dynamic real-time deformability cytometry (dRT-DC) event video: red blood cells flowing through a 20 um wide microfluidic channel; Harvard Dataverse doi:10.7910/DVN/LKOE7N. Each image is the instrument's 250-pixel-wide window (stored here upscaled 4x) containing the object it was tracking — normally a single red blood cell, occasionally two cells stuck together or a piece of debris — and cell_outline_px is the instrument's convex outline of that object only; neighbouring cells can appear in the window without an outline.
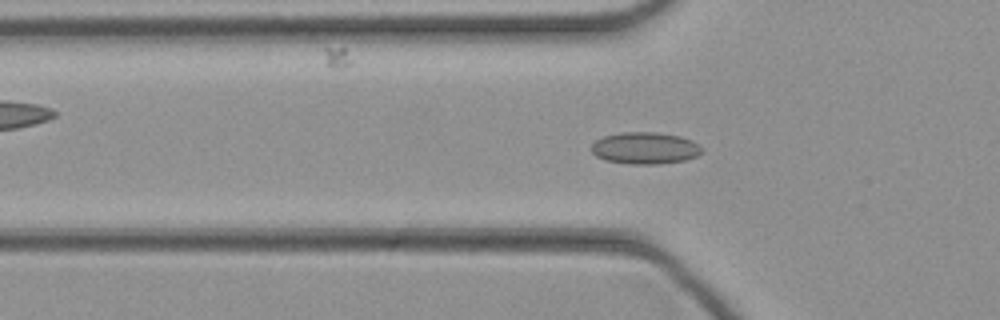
{"species": "common noctule bat (a hibernating species)", "species_latin": "Nyctalus noctula", "temperature_condition": "cold", "stored_images_in_passage": 38, "camera_frame_rate_fps": 3000, "um_per_image_px": 0.085, "animal": {"sex": "female", "body_mass_g": 21.9}, "frame": {"image": 1, "passage_image": 12, "time_ms": 3.667, "image_size_px": [1000, 320], "cell_outline_px": [[704, 152], [688, 160], [660, 164], [628, 164], [604, 160], [596, 156], [592, 152], [592, 144], [596, 140], [604, 136], [620, 132], [656, 132], [680, 136], [692, 140], [704, 148]], "centroid_in_image_um": [54.86, 12.59], "position_along_channel_um": 70.9, "area_um2": 20.81}}
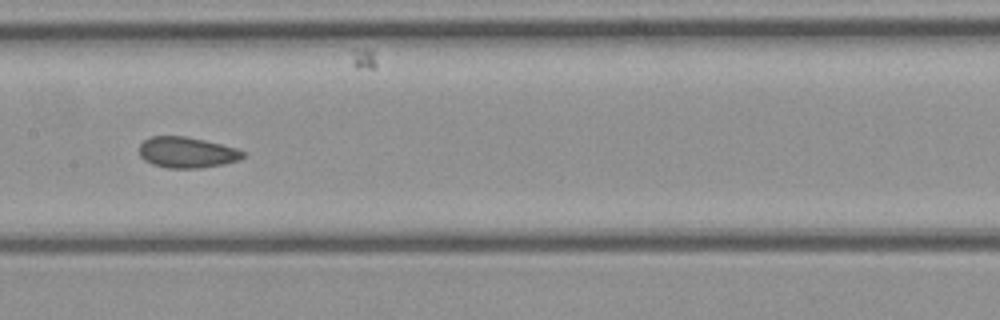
{"frame": {"image": 2, "passage_image": 20, "time_ms": 6.333, "image_size_px": [1000, 320], "cell_outline_px": [[244, 156], [240, 160], [224, 164], [200, 168], [168, 168], [152, 164], [144, 160], [140, 156], [140, 144], [144, 140], [152, 136], [184, 136], [204, 140], [236, 148], [244, 152]], "centroid_in_image_um": [15.88, 12.96], "position_along_channel_um": 191.5, "area_um2": 18.61}}
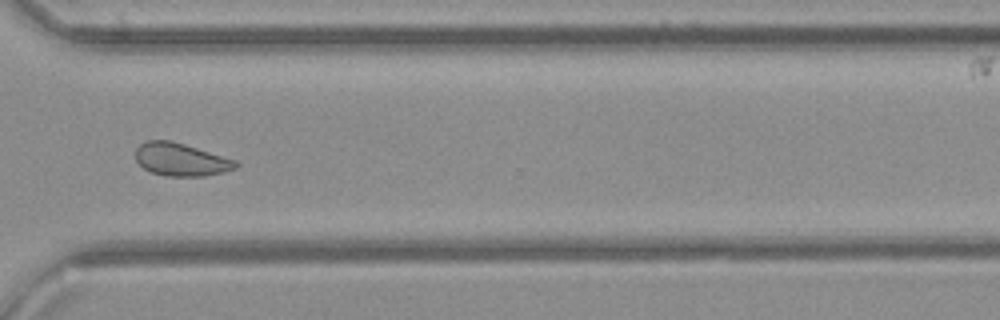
{"frame": {"image": 3, "passage_image": 31, "time_ms": 10.0, "image_size_px": [1000, 320], "cell_outline_px": [[240, 164], [236, 168], [224, 172], [204, 176], [168, 176], [152, 172], [144, 168], [136, 160], [136, 148], [140, 144], [148, 140], [168, 140], [184, 144], [236, 160]], "centroid_in_image_um": [15.39, 13.56], "position_along_channel_um": 355.2, "area_um2": 19.02}}